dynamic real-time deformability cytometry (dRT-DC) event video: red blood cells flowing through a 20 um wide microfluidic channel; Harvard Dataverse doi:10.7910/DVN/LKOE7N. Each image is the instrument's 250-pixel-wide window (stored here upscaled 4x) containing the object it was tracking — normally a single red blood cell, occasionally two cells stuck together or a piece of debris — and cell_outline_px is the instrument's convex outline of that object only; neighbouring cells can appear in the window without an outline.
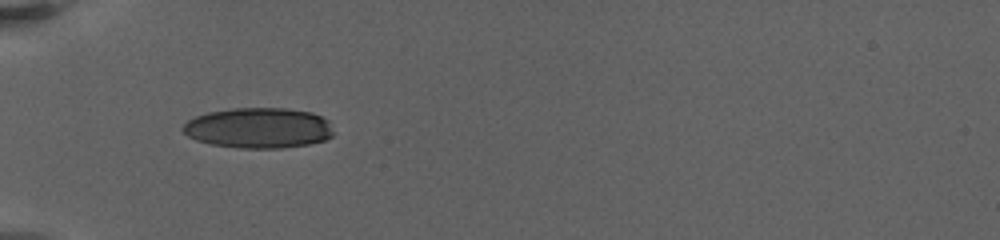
{"species": "human", "species_latin": "Homo sapiens", "temperature_condition": "warm", "stored_images_in_passage": 5, "camera_frame_rate_fps": 3000, "um_per_image_px": 0.085, "donor": {"sex": "female"}, "frame": {"image": 1, "passage_image": 1, "time_ms": 0.0, "image_size_px": [1000, 240], "cell_outline_px": [[332, 136], [324, 140], [308, 144], [280, 148], [240, 148], [212, 144], [196, 140], [188, 136], [180, 128], [188, 120], [196, 116], [208, 112], [236, 108], [284, 108], [312, 112], [328, 120], [332, 132]], "centroid_in_image_um": [21.96, 10.87], "position_along_channel_um": 63.0, "area_um2": 35.37}}
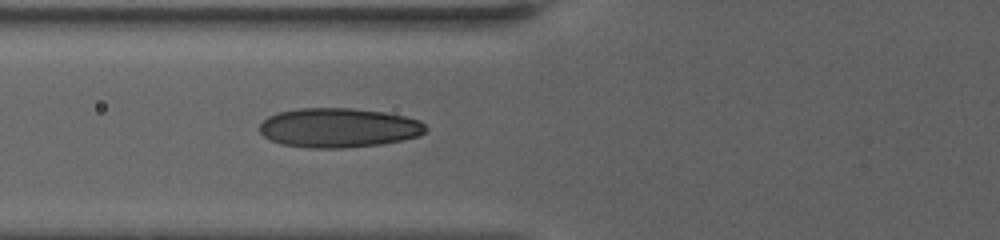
{"frame": {"image": 2, "passage_image": 5, "time_ms": 1.333, "image_size_px": [1000, 240], "cell_outline_px": [[428, 128], [424, 132], [416, 136], [400, 140], [380, 144], [344, 148], [308, 148], [280, 144], [264, 136], [260, 132], [260, 124], [268, 116], [276, 112], [296, 108], [352, 108], [384, 112], [404, 116], [420, 120]], "centroid_in_image_um": [28.75, 10.85], "position_along_channel_um": 97.1, "area_um2": 38.21}}